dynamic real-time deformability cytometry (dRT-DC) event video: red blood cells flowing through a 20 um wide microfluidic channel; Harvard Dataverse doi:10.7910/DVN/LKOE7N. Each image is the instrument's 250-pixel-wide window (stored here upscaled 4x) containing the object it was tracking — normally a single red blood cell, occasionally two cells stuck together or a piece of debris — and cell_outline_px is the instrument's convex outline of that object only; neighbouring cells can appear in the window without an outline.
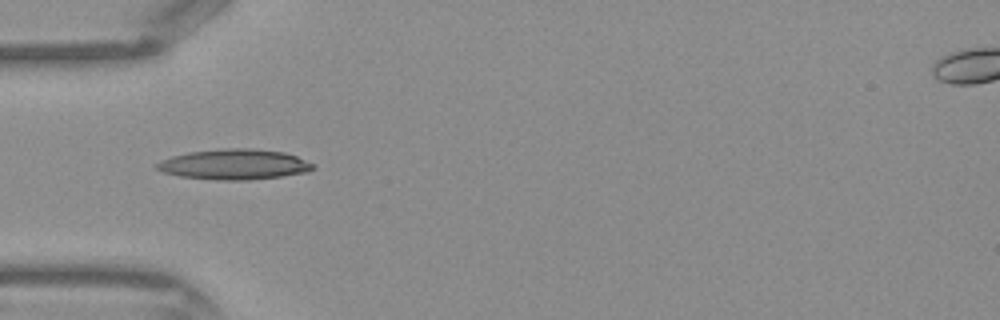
{"species": "Egyptian fruit bat (a non-hibernating species)", "species_latin": "Rousettus aegyptiacus", "temperature_condition": "warm", "stored_images_in_passage": 30, "camera_frame_rate_fps": 3000, "um_per_image_px": 0.085, "frame": {"image": 1, "passage_image": 1, "time_ms": 0.0, "image_size_px": [1000, 320], "cell_outline_px": [[316, 168], [308, 172], [280, 176], [248, 180], [216, 180], [180, 176], [164, 172], [152, 168], [156, 164], [172, 156], [188, 152], [228, 148], [252, 148], [284, 152], [296, 156], [312, 164]], "centroid_in_image_um": [19.9, 13.97], "position_along_channel_um": 65.1, "area_um2": 27.51}}
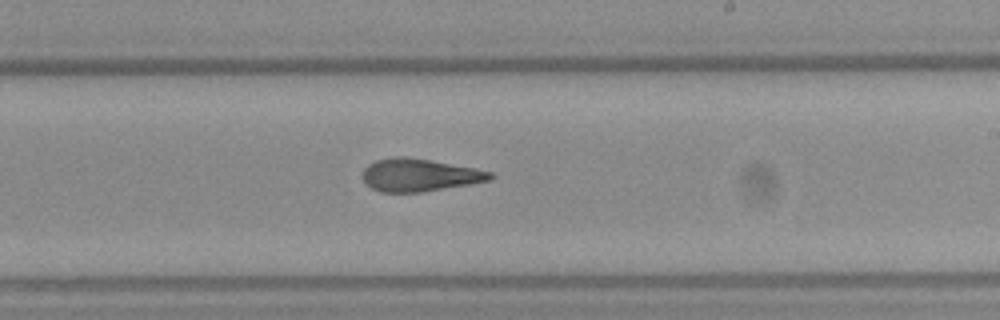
{"frame": {"image": 2, "passage_image": 13, "time_ms": 4.0, "image_size_px": [1000, 320], "cell_outline_px": [[496, 176], [492, 180], [420, 192], [380, 192], [372, 188], [360, 176], [364, 168], [368, 164], [376, 160], [396, 156], [400, 156], [428, 160], [476, 168], [492, 172]], "centroid_in_image_um": [35.64, 14.88], "position_along_channel_um": 253.4, "area_um2": 24.16}}
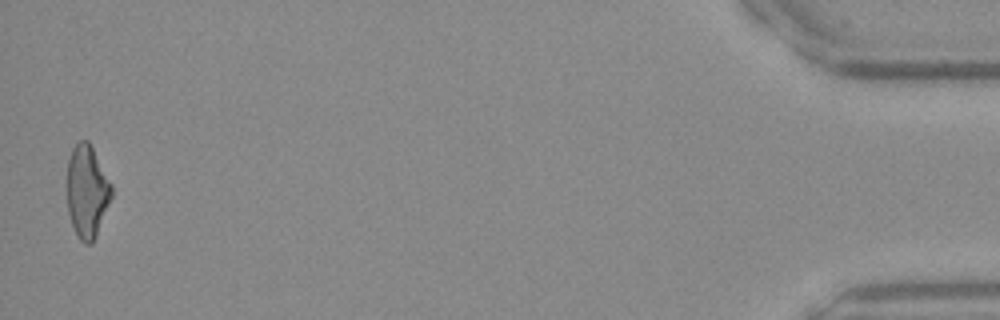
{"frame": {"image": 3, "passage_image": 30, "time_ms": 9.667, "image_size_px": [1000, 320], "cell_outline_px": [[112, 196], [96, 236], [92, 244], [84, 244], [80, 240], [72, 224], [68, 212], [68, 160], [72, 148], [80, 140], [88, 140], [112, 184]], "centroid_in_image_um": [7.41, 16.28], "position_along_channel_um": 427.8, "area_um2": 23.76}}